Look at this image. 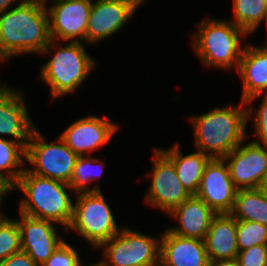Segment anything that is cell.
I'll use <instances>...</instances> for the list:
<instances>
[{
	"instance_id": "obj_26",
	"label": "cell",
	"mask_w": 267,
	"mask_h": 266,
	"mask_svg": "<svg viewBox=\"0 0 267 266\" xmlns=\"http://www.w3.org/2000/svg\"><path fill=\"white\" fill-rule=\"evenodd\" d=\"M21 251L20 228L16 220L0 217V262Z\"/></svg>"
},
{
	"instance_id": "obj_22",
	"label": "cell",
	"mask_w": 267,
	"mask_h": 266,
	"mask_svg": "<svg viewBox=\"0 0 267 266\" xmlns=\"http://www.w3.org/2000/svg\"><path fill=\"white\" fill-rule=\"evenodd\" d=\"M230 214L236 220L254 221L267 226V194L259 188L238 190Z\"/></svg>"
},
{
	"instance_id": "obj_15",
	"label": "cell",
	"mask_w": 267,
	"mask_h": 266,
	"mask_svg": "<svg viewBox=\"0 0 267 266\" xmlns=\"http://www.w3.org/2000/svg\"><path fill=\"white\" fill-rule=\"evenodd\" d=\"M104 116V119L94 115L86 116L73 122L60 138L67 144L70 150L78 156L88 155V152L100 148L106 144L118 126Z\"/></svg>"
},
{
	"instance_id": "obj_28",
	"label": "cell",
	"mask_w": 267,
	"mask_h": 266,
	"mask_svg": "<svg viewBox=\"0 0 267 266\" xmlns=\"http://www.w3.org/2000/svg\"><path fill=\"white\" fill-rule=\"evenodd\" d=\"M78 252L64 241L42 266H80Z\"/></svg>"
},
{
	"instance_id": "obj_36",
	"label": "cell",
	"mask_w": 267,
	"mask_h": 266,
	"mask_svg": "<svg viewBox=\"0 0 267 266\" xmlns=\"http://www.w3.org/2000/svg\"><path fill=\"white\" fill-rule=\"evenodd\" d=\"M80 266H96V263H94V264L92 263V265L91 264L90 265L89 264L88 265H82L81 264Z\"/></svg>"
},
{
	"instance_id": "obj_29",
	"label": "cell",
	"mask_w": 267,
	"mask_h": 266,
	"mask_svg": "<svg viewBox=\"0 0 267 266\" xmlns=\"http://www.w3.org/2000/svg\"><path fill=\"white\" fill-rule=\"evenodd\" d=\"M239 266H267V245H255L238 251Z\"/></svg>"
},
{
	"instance_id": "obj_6",
	"label": "cell",
	"mask_w": 267,
	"mask_h": 266,
	"mask_svg": "<svg viewBox=\"0 0 267 266\" xmlns=\"http://www.w3.org/2000/svg\"><path fill=\"white\" fill-rule=\"evenodd\" d=\"M73 217L66 231L74 230L98 248L116 235L118 228L111 208L100 191L75 193Z\"/></svg>"
},
{
	"instance_id": "obj_31",
	"label": "cell",
	"mask_w": 267,
	"mask_h": 266,
	"mask_svg": "<svg viewBox=\"0 0 267 266\" xmlns=\"http://www.w3.org/2000/svg\"><path fill=\"white\" fill-rule=\"evenodd\" d=\"M0 266H38L26 252L22 250L12 254L10 257L0 262Z\"/></svg>"
},
{
	"instance_id": "obj_10",
	"label": "cell",
	"mask_w": 267,
	"mask_h": 266,
	"mask_svg": "<svg viewBox=\"0 0 267 266\" xmlns=\"http://www.w3.org/2000/svg\"><path fill=\"white\" fill-rule=\"evenodd\" d=\"M91 5V0H52V5L46 6L50 38L86 42Z\"/></svg>"
},
{
	"instance_id": "obj_25",
	"label": "cell",
	"mask_w": 267,
	"mask_h": 266,
	"mask_svg": "<svg viewBox=\"0 0 267 266\" xmlns=\"http://www.w3.org/2000/svg\"><path fill=\"white\" fill-rule=\"evenodd\" d=\"M104 162L97 158L79 156L76 160L70 186L72 192L100 191L99 185L89 189L88 184L102 176Z\"/></svg>"
},
{
	"instance_id": "obj_32",
	"label": "cell",
	"mask_w": 267,
	"mask_h": 266,
	"mask_svg": "<svg viewBox=\"0 0 267 266\" xmlns=\"http://www.w3.org/2000/svg\"><path fill=\"white\" fill-rule=\"evenodd\" d=\"M14 190V185L3 175H0V207L1 202L3 201V197L9 192ZM0 211V217L5 216L6 214L1 213Z\"/></svg>"
},
{
	"instance_id": "obj_11",
	"label": "cell",
	"mask_w": 267,
	"mask_h": 266,
	"mask_svg": "<svg viewBox=\"0 0 267 266\" xmlns=\"http://www.w3.org/2000/svg\"><path fill=\"white\" fill-rule=\"evenodd\" d=\"M142 5L140 0H96L92 2L86 43L94 44L117 33Z\"/></svg>"
},
{
	"instance_id": "obj_23",
	"label": "cell",
	"mask_w": 267,
	"mask_h": 266,
	"mask_svg": "<svg viewBox=\"0 0 267 266\" xmlns=\"http://www.w3.org/2000/svg\"><path fill=\"white\" fill-rule=\"evenodd\" d=\"M22 157L26 159V147L22 143L0 138V175L5 176L13 185L26 169L22 167L25 164ZM4 171L5 173H1Z\"/></svg>"
},
{
	"instance_id": "obj_16",
	"label": "cell",
	"mask_w": 267,
	"mask_h": 266,
	"mask_svg": "<svg viewBox=\"0 0 267 266\" xmlns=\"http://www.w3.org/2000/svg\"><path fill=\"white\" fill-rule=\"evenodd\" d=\"M24 101L21 92L0 85V138L10 135L26 147L35 126Z\"/></svg>"
},
{
	"instance_id": "obj_17",
	"label": "cell",
	"mask_w": 267,
	"mask_h": 266,
	"mask_svg": "<svg viewBox=\"0 0 267 266\" xmlns=\"http://www.w3.org/2000/svg\"><path fill=\"white\" fill-rule=\"evenodd\" d=\"M204 240L182 237L168 229L161 234L160 266H209Z\"/></svg>"
},
{
	"instance_id": "obj_8",
	"label": "cell",
	"mask_w": 267,
	"mask_h": 266,
	"mask_svg": "<svg viewBox=\"0 0 267 266\" xmlns=\"http://www.w3.org/2000/svg\"><path fill=\"white\" fill-rule=\"evenodd\" d=\"M58 138L57 143H48L37 128L33 130L26 146V161L33 165L34 169L28 170L38 176L70 184L79 156Z\"/></svg>"
},
{
	"instance_id": "obj_5",
	"label": "cell",
	"mask_w": 267,
	"mask_h": 266,
	"mask_svg": "<svg viewBox=\"0 0 267 266\" xmlns=\"http://www.w3.org/2000/svg\"><path fill=\"white\" fill-rule=\"evenodd\" d=\"M193 36V47L206 66L231 69L241 60V37L248 34L231 21L205 19Z\"/></svg>"
},
{
	"instance_id": "obj_34",
	"label": "cell",
	"mask_w": 267,
	"mask_h": 266,
	"mask_svg": "<svg viewBox=\"0 0 267 266\" xmlns=\"http://www.w3.org/2000/svg\"><path fill=\"white\" fill-rule=\"evenodd\" d=\"M209 266H239L237 259L210 261Z\"/></svg>"
},
{
	"instance_id": "obj_2",
	"label": "cell",
	"mask_w": 267,
	"mask_h": 266,
	"mask_svg": "<svg viewBox=\"0 0 267 266\" xmlns=\"http://www.w3.org/2000/svg\"><path fill=\"white\" fill-rule=\"evenodd\" d=\"M239 107H216L208 113L190 118L195 147L211 158H224L246 139L248 122L246 103Z\"/></svg>"
},
{
	"instance_id": "obj_1",
	"label": "cell",
	"mask_w": 267,
	"mask_h": 266,
	"mask_svg": "<svg viewBox=\"0 0 267 266\" xmlns=\"http://www.w3.org/2000/svg\"><path fill=\"white\" fill-rule=\"evenodd\" d=\"M46 3V0H32L0 13L1 62L19 54H41L49 44Z\"/></svg>"
},
{
	"instance_id": "obj_35",
	"label": "cell",
	"mask_w": 267,
	"mask_h": 266,
	"mask_svg": "<svg viewBox=\"0 0 267 266\" xmlns=\"http://www.w3.org/2000/svg\"><path fill=\"white\" fill-rule=\"evenodd\" d=\"M261 191H267V172L263 176V179L258 187Z\"/></svg>"
},
{
	"instance_id": "obj_19",
	"label": "cell",
	"mask_w": 267,
	"mask_h": 266,
	"mask_svg": "<svg viewBox=\"0 0 267 266\" xmlns=\"http://www.w3.org/2000/svg\"><path fill=\"white\" fill-rule=\"evenodd\" d=\"M168 215L179 219L180 226L167 228L170 232L189 238L204 240L212 219L217 215L202 199L191 195Z\"/></svg>"
},
{
	"instance_id": "obj_37",
	"label": "cell",
	"mask_w": 267,
	"mask_h": 266,
	"mask_svg": "<svg viewBox=\"0 0 267 266\" xmlns=\"http://www.w3.org/2000/svg\"><path fill=\"white\" fill-rule=\"evenodd\" d=\"M264 22L266 23L265 25H266V29H267V13H266V17H265V21Z\"/></svg>"
},
{
	"instance_id": "obj_30",
	"label": "cell",
	"mask_w": 267,
	"mask_h": 266,
	"mask_svg": "<svg viewBox=\"0 0 267 266\" xmlns=\"http://www.w3.org/2000/svg\"><path fill=\"white\" fill-rule=\"evenodd\" d=\"M262 99L260 106L254 111V115L252 114L254 113L253 109L250 106L245 108H247L248 118L250 116L253 117L255 134L261 139L262 145L267 147V94Z\"/></svg>"
},
{
	"instance_id": "obj_14",
	"label": "cell",
	"mask_w": 267,
	"mask_h": 266,
	"mask_svg": "<svg viewBox=\"0 0 267 266\" xmlns=\"http://www.w3.org/2000/svg\"><path fill=\"white\" fill-rule=\"evenodd\" d=\"M16 220L20 228L21 250L42 266L65 241L57 236L55 222L37 219L20 213Z\"/></svg>"
},
{
	"instance_id": "obj_21",
	"label": "cell",
	"mask_w": 267,
	"mask_h": 266,
	"mask_svg": "<svg viewBox=\"0 0 267 266\" xmlns=\"http://www.w3.org/2000/svg\"><path fill=\"white\" fill-rule=\"evenodd\" d=\"M176 144L170 149L160 150L173 162L180 183L191 195H196L201 183L204 169L211 159L210 156L201 151L190 153L185 156Z\"/></svg>"
},
{
	"instance_id": "obj_20",
	"label": "cell",
	"mask_w": 267,
	"mask_h": 266,
	"mask_svg": "<svg viewBox=\"0 0 267 266\" xmlns=\"http://www.w3.org/2000/svg\"><path fill=\"white\" fill-rule=\"evenodd\" d=\"M237 220L231 214H217L205 235L209 261L236 259L238 254Z\"/></svg>"
},
{
	"instance_id": "obj_3",
	"label": "cell",
	"mask_w": 267,
	"mask_h": 266,
	"mask_svg": "<svg viewBox=\"0 0 267 266\" xmlns=\"http://www.w3.org/2000/svg\"><path fill=\"white\" fill-rule=\"evenodd\" d=\"M25 197L20 203V213L29 217L62 224L67 230L73 217V203L67 189L69 184L38 176L25 169L14 185ZM67 188V189H66Z\"/></svg>"
},
{
	"instance_id": "obj_9",
	"label": "cell",
	"mask_w": 267,
	"mask_h": 266,
	"mask_svg": "<svg viewBox=\"0 0 267 266\" xmlns=\"http://www.w3.org/2000/svg\"><path fill=\"white\" fill-rule=\"evenodd\" d=\"M151 185L145 202L166 214L181 205L191 194L180 183L173 162L159 149H154Z\"/></svg>"
},
{
	"instance_id": "obj_18",
	"label": "cell",
	"mask_w": 267,
	"mask_h": 266,
	"mask_svg": "<svg viewBox=\"0 0 267 266\" xmlns=\"http://www.w3.org/2000/svg\"><path fill=\"white\" fill-rule=\"evenodd\" d=\"M243 81L242 100L246 105L267 94V42L263 46L246 45L238 65Z\"/></svg>"
},
{
	"instance_id": "obj_27",
	"label": "cell",
	"mask_w": 267,
	"mask_h": 266,
	"mask_svg": "<svg viewBox=\"0 0 267 266\" xmlns=\"http://www.w3.org/2000/svg\"><path fill=\"white\" fill-rule=\"evenodd\" d=\"M238 250H246L255 245H267V226L254 221L237 220Z\"/></svg>"
},
{
	"instance_id": "obj_12",
	"label": "cell",
	"mask_w": 267,
	"mask_h": 266,
	"mask_svg": "<svg viewBox=\"0 0 267 266\" xmlns=\"http://www.w3.org/2000/svg\"><path fill=\"white\" fill-rule=\"evenodd\" d=\"M237 191L224 158H211L204 169L196 196L216 214H230Z\"/></svg>"
},
{
	"instance_id": "obj_33",
	"label": "cell",
	"mask_w": 267,
	"mask_h": 266,
	"mask_svg": "<svg viewBox=\"0 0 267 266\" xmlns=\"http://www.w3.org/2000/svg\"><path fill=\"white\" fill-rule=\"evenodd\" d=\"M16 1L20 4V3H28L31 2L32 0H0V13L9 10V5H12Z\"/></svg>"
},
{
	"instance_id": "obj_24",
	"label": "cell",
	"mask_w": 267,
	"mask_h": 266,
	"mask_svg": "<svg viewBox=\"0 0 267 266\" xmlns=\"http://www.w3.org/2000/svg\"><path fill=\"white\" fill-rule=\"evenodd\" d=\"M234 19L231 22L247 34L254 32L265 20L267 0H233Z\"/></svg>"
},
{
	"instance_id": "obj_7",
	"label": "cell",
	"mask_w": 267,
	"mask_h": 266,
	"mask_svg": "<svg viewBox=\"0 0 267 266\" xmlns=\"http://www.w3.org/2000/svg\"><path fill=\"white\" fill-rule=\"evenodd\" d=\"M101 247L104 257L96 266H160L161 237L122 227Z\"/></svg>"
},
{
	"instance_id": "obj_13",
	"label": "cell",
	"mask_w": 267,
	"mask_h": 266,
	"mask_svg": "<svg viewBox=\"0 0 267 266\" xmlns=\"http://www.w3.org/2000/svg\"><path fill=\"white\" fill-rule=\"evenodd\" d=\"M235 187L240 189L258 188L267 172V147L257 140L242 146L239 144L224 157Z\"/></svg>"
},
{
	"instance_id": "obj_4",
	"label": "cell",
	"mask_w": 267,
	"mask_h": 266,
	"mask_svg": "<svg viewBox=\"0 0 267 266\" xmlns=\"http://www.w3.org/2000/svg\"><path fill=\"white\" fill-rule=\"evenodd\" d=\"M50 40L41 54L50 53L56 48L55 54L41 67L40 78L50 86L53 99L76 91L96 66L84 49L82 42H71L65 46ZM58 48V49H57Z\"/></svg>"
}]
</instances>
